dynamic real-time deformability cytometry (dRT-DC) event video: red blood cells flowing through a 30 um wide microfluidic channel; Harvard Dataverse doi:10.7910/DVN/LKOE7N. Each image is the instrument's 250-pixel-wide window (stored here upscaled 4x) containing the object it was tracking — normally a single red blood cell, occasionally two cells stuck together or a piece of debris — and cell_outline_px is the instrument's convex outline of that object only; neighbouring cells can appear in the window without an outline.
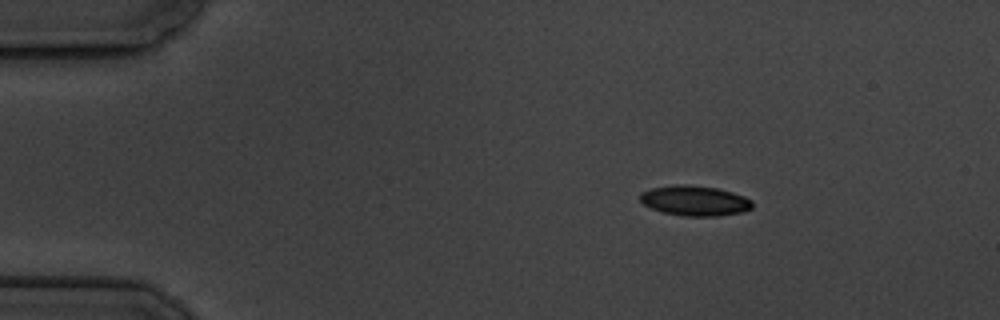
{"species": "common noctule bat (a hibernating species)", "species_latin": "Nyctalus noctula", "temperature_condition": "cold", "stored_images_in_passage": 5, "segment_of_instrument_passage": [1, 2], "camera_frame_rate_fps": 3000, "um_per_image_px": 0.085, "animal": {"sex": "male", "body_mass_g": 19.5, "forearm_length_mm": 54.6}, "frame": {"image": 1, "passage_image": 2, "time_ms": 1.0, "image_size_px": [1000, 320], "cell_outline_px": [[752, 208], [744, 212], [716, 216], [684, 216], [664, 212], [652, 208], [644, 204], [640, 200], [640, 192], [652, 188], [676, 184], [688, 184], [716, 188], [732, 192], [744, 196], [752, 200]], "centroid_in_image_um": [59.07, 17.05], "position_along_channel_um": 25.9, "area_um2": 19.71}}